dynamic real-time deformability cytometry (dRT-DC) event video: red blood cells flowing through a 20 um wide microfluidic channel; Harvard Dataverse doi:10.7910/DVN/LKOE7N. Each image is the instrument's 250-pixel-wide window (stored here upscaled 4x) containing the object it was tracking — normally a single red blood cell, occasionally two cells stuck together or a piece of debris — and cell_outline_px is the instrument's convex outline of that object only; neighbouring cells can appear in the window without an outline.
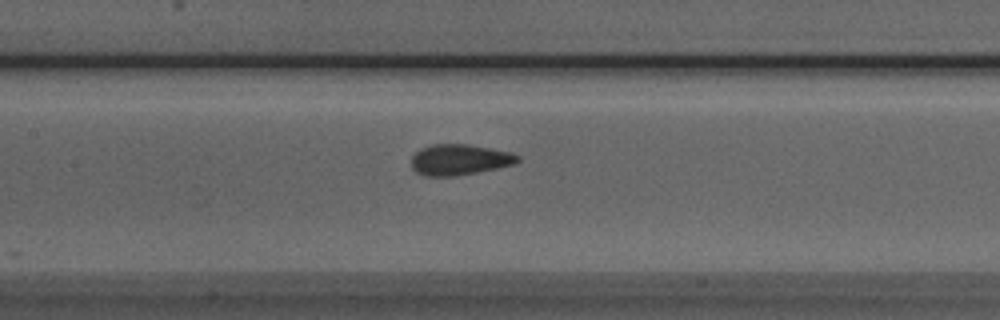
{"species": "Egyptian fruit bat (a non-hibernating species)", "species_latin": "Rousettus aegyptiacus", "temperature_condition": "room temperature", "stored_images_in_passage": 8, "segment_of_instrument_passage": [1, 2], "camera_frame_rate_fps": 3000, "um_per_image_px": 0.085, "animal": {"sex": "male"}, "frame": {"image": 1, "passage_image": 7, "time_ms": 8.667, "image_size_px": [1000, 320], "cell_outline_px": [[520, 160], [516, 164], [476, 172], [452, 176], [428, 176], [416, 172], [412, 168], [412, 156], [420, 148], [432, 144], [468, 144], [512, 152], [520, 156]], "centroid_in_image_um": [39.08, 13.56], "position_along_channel_um": 168.3, "area_um2": 19.07}}